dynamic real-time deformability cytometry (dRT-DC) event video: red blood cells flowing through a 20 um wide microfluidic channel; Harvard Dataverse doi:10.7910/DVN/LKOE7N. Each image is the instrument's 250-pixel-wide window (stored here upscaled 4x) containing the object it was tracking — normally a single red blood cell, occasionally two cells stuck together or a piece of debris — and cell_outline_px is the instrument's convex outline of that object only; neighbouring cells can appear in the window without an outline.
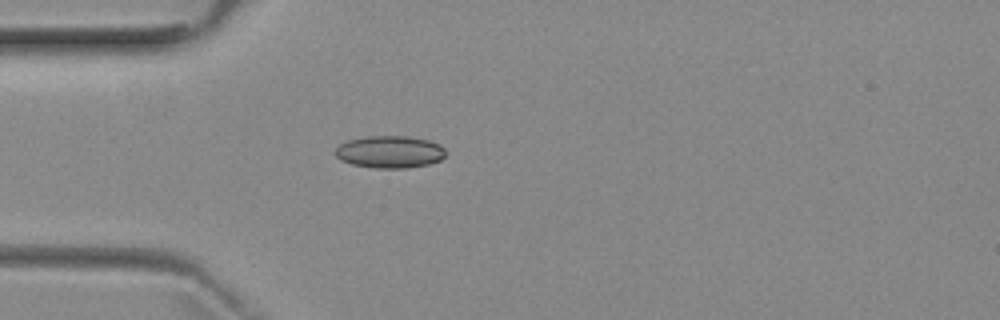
{"species": "common noctule bat (a hibernating species)", "species_latin": "Nyctalus noctula", "temperature_condition": "room temperature", "stored_images_in_passage": 6, "camera_frame_rate_fps": 3000, "um_per_image_px": 0.085, "animal": {"sex": "female", "body_mass_g": 29.2, "forearm_length_mm": 56.3}, "frame": {"image": 1, "passage_image": 5, "time_ms": 4.667, "image_size_px": [1000, 320], "cell_outline_px": [[444, 156], [440, 160], [428, 164], [408, 168], [376, 168], [352, 164], [340, 160], [336, 156], [336, 148], [340, 144], [348, 140], [368, 136], [408, 136], [428, 140], [440, 144], [444, 148]], "centroid_in_image_um": [33.13, 12.91], "position_along_channel_um": 51.9, "area_um2": 20.69}}